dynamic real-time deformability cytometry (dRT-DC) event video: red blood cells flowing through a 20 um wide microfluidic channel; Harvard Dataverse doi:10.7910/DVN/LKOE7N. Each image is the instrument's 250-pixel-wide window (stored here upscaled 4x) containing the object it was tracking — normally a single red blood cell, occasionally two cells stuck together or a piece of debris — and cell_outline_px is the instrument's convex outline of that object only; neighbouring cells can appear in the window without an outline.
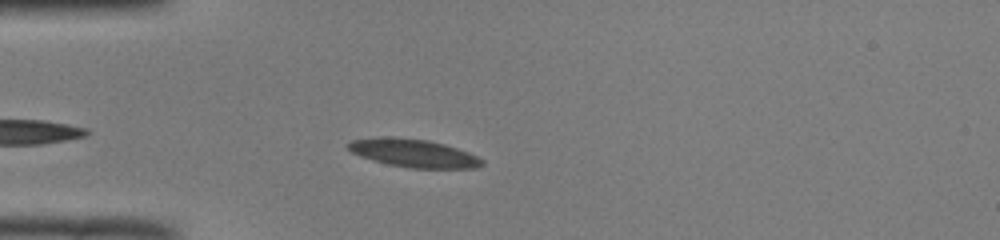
{"species": "common noctule bat (a hibernating species)", "species_latin": "Nyctalus noctula", "temperature_condition": "room temperature", "stored_images_in_passage": 37, "camera_frame_rate_fps": 3000, "um_per_image_px": 0.085, "animal": {"sex": "male", "body_mass_g": 19.0, "forearm_length_mm": 50.8}, "frame": {"image": 1, "passage_image": 4, "time_ms": 1.0, "image_size_px": [1000, 240], "cell_outline_px": [[484, 164], [476, 168], [412, 168], [388, 164], [372, 160], [360, 156], [352, 152], [348, 148], [348, 144], [352, 140], [380, 136], [428, 140], [444, 144], [468, 152], [484, 160]], "centroid_in_image_um": [35.16, 13.02], "position_along_channel_um": 49.8, "area_um2": 21.73}}
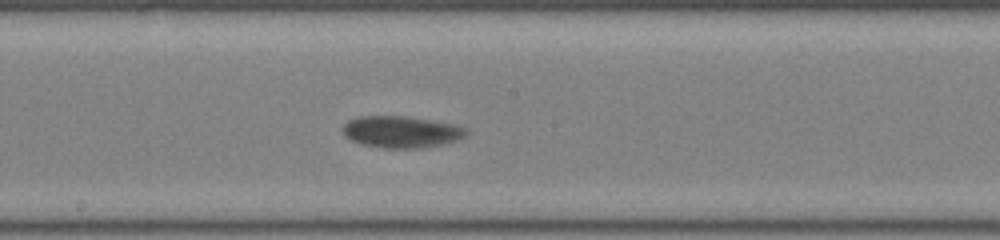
{"frame": {"image": 2, "passage_image": 18, "time_ms": 5.667, "image_size_px": [1000, 240], "cell_outline_px": [[468, 132], [464, 136], [456, 140], [440, 144], [416, 148], [380, 148], [360, 144], [344, 136], [344, 124], [348, 120], [360, 116], [404, 116], [432, 120], [456, 124], [468, 128]], "centroid_in_image_um": [34.1, 11.2], "position_along_channel_um": 214.1, "area_um2": 22.77}}
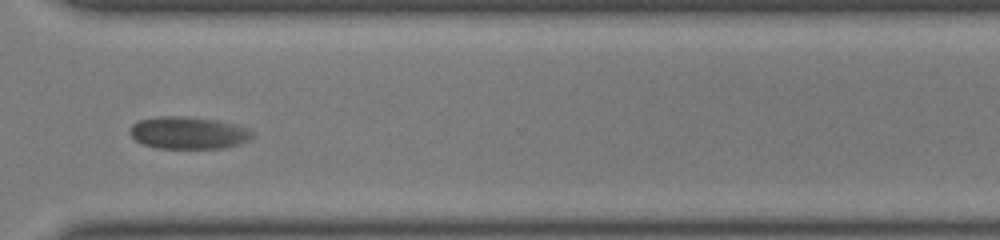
{"frame": {"image": 3, "passage_image": 29, "time_ms": 9.333, "image_size_px": [1000, 240], "cell_outline_px": [[252, 136], [248, 140], [240, 144], [224, 148], [156, 148], [140, 144], [128, 132], [132, 124], [140, 120], [156, 116], [184, 116], [220, 120], [248, 128], [252, 132]], "centroid_in_image_um": [15.98, 11.29], "position_along_channel_um": 354.6, "area_um2": 23.24}, "authors_computed_cell_mechanics": {"area_um2": 22.7154, "velocity_mm_per_s": 3.8029, "shape_relaxation_time_tau1_ms": 3.1871, "shape_relaxation_time_tau2_ms": null, "deformation_change_tau1": 0.0864, "deformation_change_tau2": null}}